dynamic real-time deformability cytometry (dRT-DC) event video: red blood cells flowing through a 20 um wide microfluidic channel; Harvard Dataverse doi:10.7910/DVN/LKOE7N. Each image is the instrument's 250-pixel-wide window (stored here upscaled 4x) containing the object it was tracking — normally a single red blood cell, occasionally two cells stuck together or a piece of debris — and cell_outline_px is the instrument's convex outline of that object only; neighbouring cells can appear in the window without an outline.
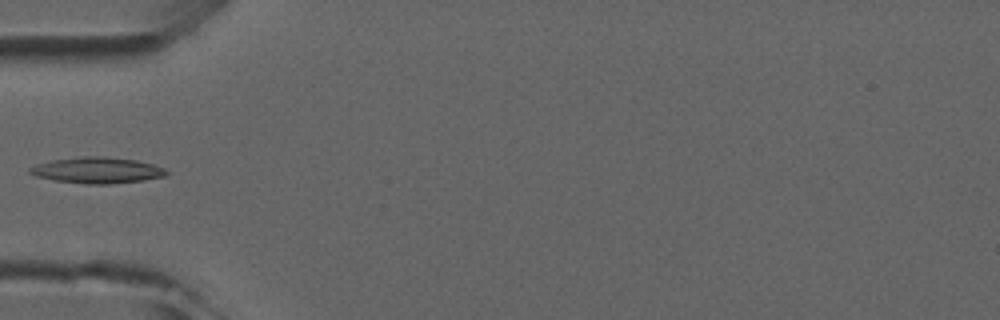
{"species": "common noctule bat (a hibernating species)", "species_latin": "Nyctalus noctula", "temperature_condition": "room temperature", "stored_images_in_passage": 4, "camera_frame_rate_fps": 3000, "um_per_image_px": 0.085, "animal": {"sex": "male", "forearm_length_mm": 52.5}, "frame": {"image": 1, "passage_image": 4, "time_ms": 4.333, "image_size_px": [1000, 320], "cell_outline_px": [[168, 172], [164, 176], [144, 180], [112, 184], [88, 184], [52, 180], [36, 176], [28, 172], [28, 168], [36, 164], [52, 160], [84, 156], [104, 156], [136, 160], [152, 164], [164, 168]], "centroid_in_image_um": [8.23, 14.47], "position_along_channel_um": 76.8, "area_um2": 20.75}}